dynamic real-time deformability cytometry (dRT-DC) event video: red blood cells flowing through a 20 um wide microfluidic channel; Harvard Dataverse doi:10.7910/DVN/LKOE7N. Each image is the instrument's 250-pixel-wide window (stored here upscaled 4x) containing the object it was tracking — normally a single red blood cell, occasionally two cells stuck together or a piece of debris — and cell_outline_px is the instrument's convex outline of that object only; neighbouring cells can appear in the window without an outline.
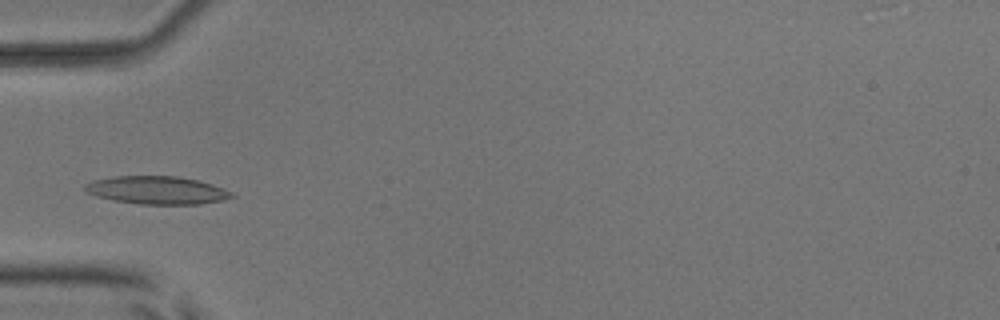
{"species": "common noctule bat (a hibernating species)", "species_latin": "Nyctalus noctula", "temperature_condition": "room temperature", "stored_images_in_passage": 5, "camera_frame_rate_fps": 3000, "um_per_image_px": 0.085, "animal": {"sex": "male", "body_mass_g": 17.9, "forearm_length_mm": 54.2}, "frame": {"image": 1, "passage_image": 4, "time_ms": 4.333, "image_size_px": [1000, 320], "cell_outline_px": [[236, 196], [224, 200], [200, 204], [140, 204], [112, 200], [96, 196], [84, 192], [84, 184], [92, 180], [112, 176], [176, 176], [196, 180], [212, 184], [232, 192]], "centroid_in_image_um": [13.3, 16.16], "position_along_channel_um": 71.7, "area_um2": 24.04}}
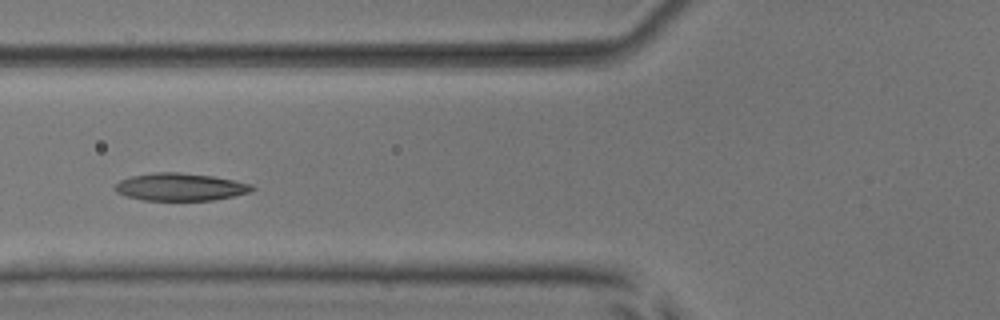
{"frame": {"image": 2, "passage_image": 5, "time_ms": 5.333, "image_size_px": [1000, 320], "cell_outline_px": [[256, 188], [248, 192], [232, 196], [212, 200], [144, 200], [128, 196], [116, 192], [116, 184], [120, 180], [132, 176], [152, 172], [180, 172], [212, 176], [252, 184]], "centroid_in_image_um": [15.32, 15.88], "position_along_channel_um": 110.5, "area_um2": 21.73}}